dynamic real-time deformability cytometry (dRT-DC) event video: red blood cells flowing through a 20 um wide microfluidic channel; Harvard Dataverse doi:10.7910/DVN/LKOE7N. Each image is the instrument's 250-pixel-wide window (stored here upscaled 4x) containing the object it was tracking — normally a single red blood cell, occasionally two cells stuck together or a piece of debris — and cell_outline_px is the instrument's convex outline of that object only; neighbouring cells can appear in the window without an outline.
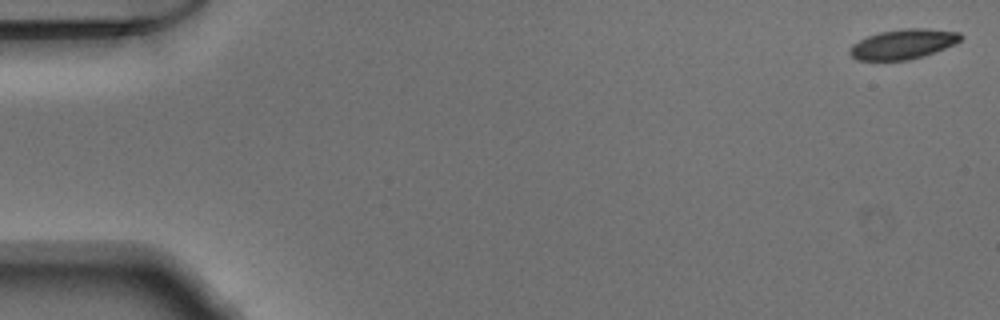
{"species": "Egyptian fruit bat (a non-hibernating species)", "species_latin": "Rousettus aegyptiacus", "temperature_condition": "warm", "stored_images_in_passage": 51, "camera_frame_rate_fps": 3000, "um_per_image_px": 0.085, "animal": {"sex": "male"}, "frame": {"image": 1, "passage_image": 1, "time_ms": 0.0, "image_size_px": [1000, 320], "cell_outline_px": [[964, 36], [956, 44], [924, 56], [908, 60], [856, 60], [848, 52], [848, 48], [852, 44], [868, 36], [880, 32], [900, 28], [928, 28], [960, 32]], "centroid_in_image_um": [76.78, 3.74], "position_along_channel_um": 8.2, "area_um2": 19.54}}
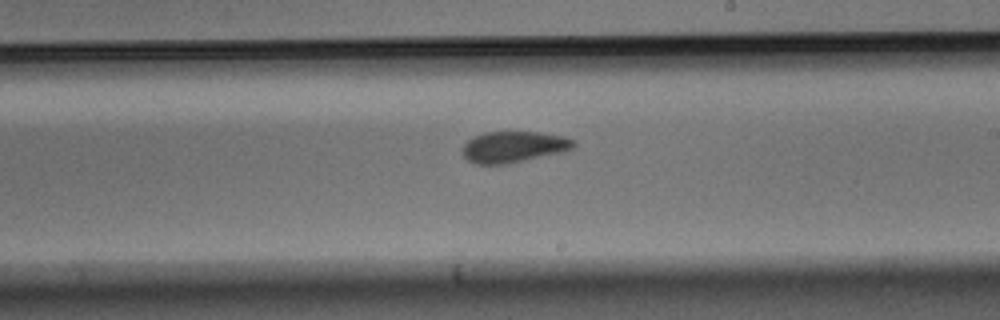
{"frame": {"image": 2, "passage_image": 30, "time_ms": 9.667, "image_size_px": [1000, 320], "cell_outline_px": [[576, 144], [572, 148], [564, 152], [504, 164], [476, 164], [468, 160], [464, 156], [464, 144], [472, 136], [484, 132], [540, 132], [564, 136], [572, 140]], "centroid_in_image_um": [43.66, 12.47], "position_along_channel_um": 245.3, "area_um2": 20.06}}
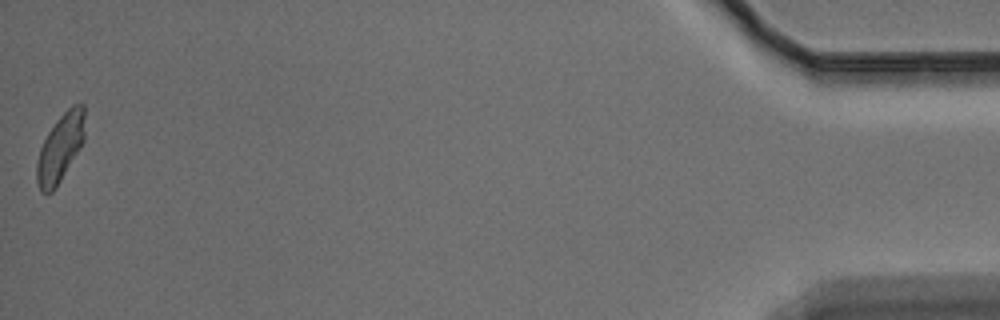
{"frame": {"image": 3, "passage_image": 51, "time_ms": 16.667, "image_size_px": [1000, 320], "cell_outline_px": [[84, 140], [80, 148], [56, 188], [52, 192], [40, 192], [36, 180], [36, 164], [40, 148], [48, 132], [56, 120], [72, 104], [84, 104]], "centroid_in_image_um": [5.11, 12.58], "position_along_channel_um": 430.1, "area_um2": 18.96}}